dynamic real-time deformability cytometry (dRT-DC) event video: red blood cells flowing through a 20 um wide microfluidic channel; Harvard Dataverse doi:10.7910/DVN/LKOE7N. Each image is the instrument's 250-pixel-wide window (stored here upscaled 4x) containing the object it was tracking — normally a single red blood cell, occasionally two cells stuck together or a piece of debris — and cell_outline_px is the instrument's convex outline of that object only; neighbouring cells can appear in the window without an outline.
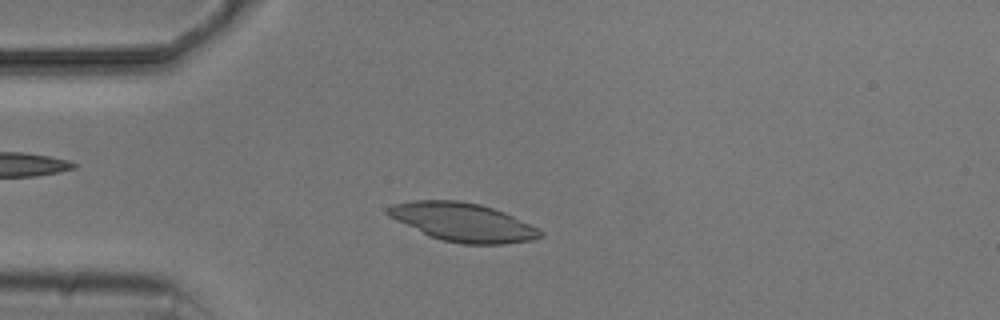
{"species": "common noctule bat (a hibernating species)", "species_latin": "Nyctalus noctula", "temperature_condition": "cold", "stored_images_in_passage": 2, "camera_frame_rate_fps": 3000, "um_per_image_px": 0.085, "animal": {"sex": "male", "body_mass_g": 20.5, "forearm_length_mm": 52.5}, "frame": {"image": 1, "passage_image": 2, "time_ms": 1.0, "image_size_px": [1000, 320], "cell_outline_px": [[544, 236], [532, 240], [504, 244], [464, 244], [440, 240], [428, 236], [388, 216], [384, 212], [384, 208], [392, 204], [412, 200], [456, 200], [480, 204], [504, 212], [540, 228], [544, 232]], "centroid_in_image_um": [39.33, 18.88], "position_along_channel_um": 45.7, "area_um2": 34.56}}